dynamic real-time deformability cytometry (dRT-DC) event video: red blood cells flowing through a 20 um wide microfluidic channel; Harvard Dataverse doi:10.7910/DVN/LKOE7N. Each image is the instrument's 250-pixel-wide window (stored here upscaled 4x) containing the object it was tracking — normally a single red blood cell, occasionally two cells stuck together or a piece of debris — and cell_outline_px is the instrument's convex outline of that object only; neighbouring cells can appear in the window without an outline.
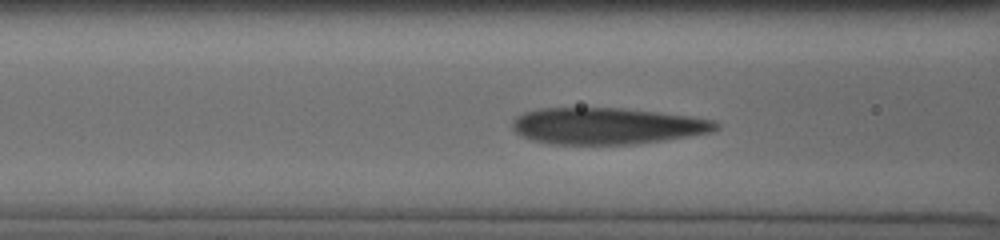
{"species": "human", "species_latin": "Homo sapiens", "temperature_condition": "cold", "stored_images_in_passage": 24, "camera_frame_rate_fps": 3000, "um_per_image_px": 0.085, "donor": {"sex": "male"}, "frame": {"image": 1, "passage_image": 5, "time_ms": 1.667, "image_size_px": [1000, 240], "cell_outline_px": [[720, 128], [712, 132], [664, 140], [632, 144], [552, 144], [532, 140], [520, 136], [512, 128], [512, 120], [516, 116], [524, 112], [536, 108], [624, 108], [688, 116], [716, 120], [720, 124]], "centroid_in_image_um": [51.57, 10.7], "position_along_channel_um": 115.0, "area_um2": 43.47}}
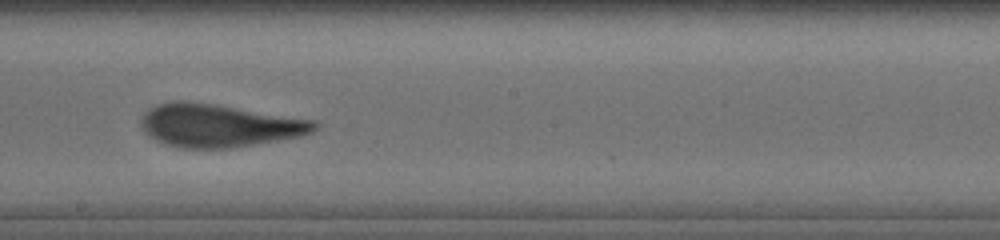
{"frame": {"image": 2, "passage_image": 12, "time_ms": 4.667, "image_size_px": [1000, 240], "cell_outline_px": [[320, 128], [304, 136], [280, 140], [228, 148], [180, 148], [156, 140], [144, 132], [140, 128], [140, 116], [148, 108], [156, 104], [172, 100], [184, 100], [216, 104], [320, 120]], "centroid_in_image_um": [18.65, 10.64], "position_along_channel_um": 229.5, "area_um2": 44.33}}
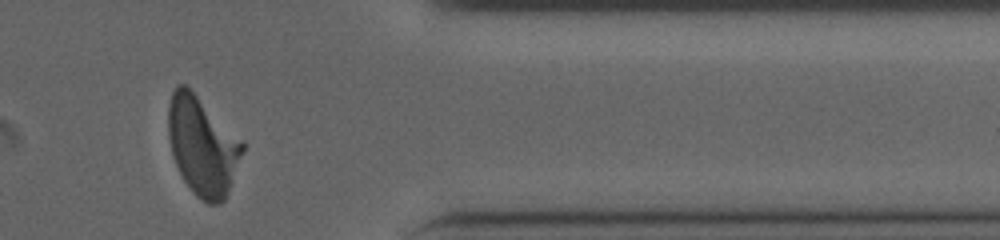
{"frame": {"image": 3, "passage_image": 22, "time_ms": 9.333, "image_size_px": [1000, 240], "cell_outline_px": [[244, 152], [224, 200], [220, 204], [208, 204], [196, 196], [192, 192], [184, 180], [172, 156], [168, 136], [168, 108], [172, 92], [180, 84], [188, 84], [244, 140]], "centroid_in_image_um": [17.22, 12.36], "position_along_channel_um": 394.2, "area_um2": 43.29}, "authors_computed_cell_mechanics": {"area_um2": 43.3211, "velocity_mm_per_s": 3.8102, "shape_relaxation_time_tau1_ms": 5.1234, "shape_relaxation_time_tau2_ms": 0.8261, "deformation_change_tau1": 0.2053, "deformation_change_tau2": 0.0553}}